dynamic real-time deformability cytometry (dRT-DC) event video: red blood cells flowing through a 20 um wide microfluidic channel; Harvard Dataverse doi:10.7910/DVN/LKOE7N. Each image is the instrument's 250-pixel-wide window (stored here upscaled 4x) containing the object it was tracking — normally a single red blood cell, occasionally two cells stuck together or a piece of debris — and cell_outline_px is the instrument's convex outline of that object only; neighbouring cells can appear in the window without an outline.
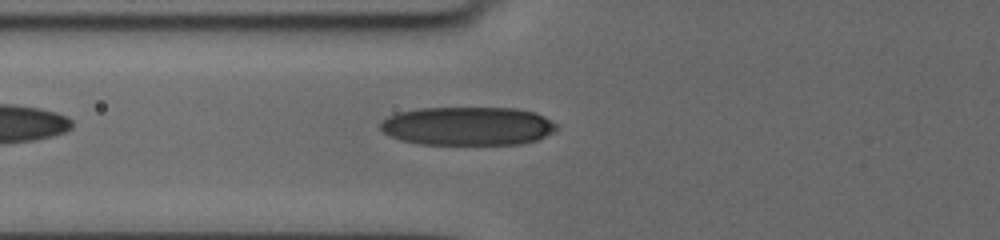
{"species": "human", "species_latin": "Homo sapiens", "temperature_condition": "cold", "stored_images_in_passage": 36, "camera_frame_rate_fps": 3000, "um_per_image_px": 0.085, "donor": {"sex": "female"}, "frame": {"image": 1, "passage_image": 5, "time_ms": 1.333, "image_size_px": [1000, 240], "cell_outline_px": [[556, 128], [552, 132], [536, 140], [520, 144], [420, 144], [400, 140], [384, 132], [380, 128], [380, 120], [388, 116], [400, 112], [420, 108], [516, 108], [536, 112], [544, 116], [556, 124]], "centroid_in_image_um": [39.74, 10.71], "position_along_channel_um": 86.1, "area_um2": 39.54}}
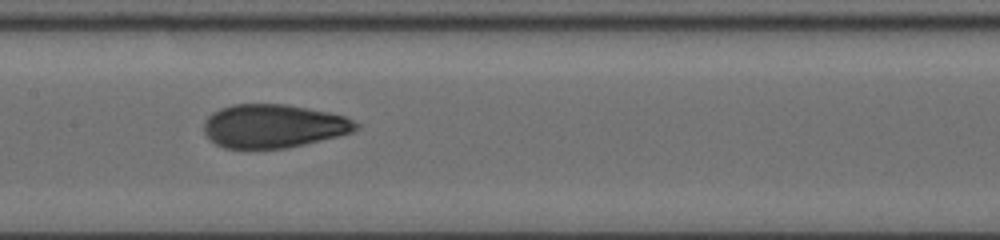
{"frame": {"image": 2, "passage_image": 13, "time_ms": 4.0, "image_size_px": [1000, 240], "cell_outline_px": [[360, 128], [352, 132], [304, 144], [284, 148], [224, 148], [216, 144], [204, 132], [204, 120], [212, 112], [220, 108], [232, 104], [288, 104], [328, 112], [344, 116], [360, 124]], "centroid_in_image_um": [23.23, 10.7], "position_along_channel_um": 184.2, "area_um2": 38.44}}
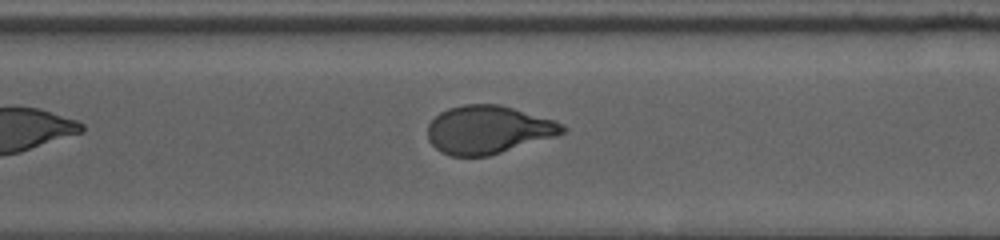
{"frame": {"image": 3, "passage_image": 25, "time_ms": 8.0, "image_size_px": [1000, 240], "cell_outline_px": [[568, 128], [564, 132], [556, 136], [488, 156], [452, 156], [440, 152], [428, 140], [428, 124], [440, 112], [448, 108], [464, 104], [496, 104], [512, 108], [556, 120], [564, 124]], "centroid_in_image_um": [41.5, 11.02], "position_along_channel_um": 329.1, "area_um2": 37.74}, "authors_computed_cell_mechanics": {"area_um2": 38.726, "velocity_mm_per_s": 3.6412, "shape_relaxation_time_tau1_ms": 5.4321, "shape_relaxation_time_tau2_ms": 1.0106, "deformation_change_tau1": 0.1846, "deformation_change_tau2": 0.0668}}